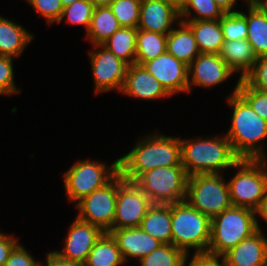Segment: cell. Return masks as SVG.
Returning <instances> with one entry per match:
<instances>
[{
    "mask_svg": "<svg viewBox=\"0 0 267 266\" xmlns=\"http://www.w3.org/2000/svg\"><path fill=\"white\" fill-rule=\"evenodd\" d=\"M118 172V158L110 166L97 160L76 161L63 175L68 201L77 203L107 184Z\"/></svg>",
    "mask_w": 267,
    "mask_h": 266,
    "instance_id": "obj_9",
    "label": "cell"
},
{
    "mask_svg": "<svg viewBox=\"0 0 267 266\" xmlns=\"http://www.w3.org/2000/svg\"><path fill=\"white\" fill-rule=\"evenodd\" d=\"M45 260L47 266H82L75 261L62 257L56 250L47 252Z\"/></svg>",
    "mask_w": 267,
    "mask_h": 266,
    "instance_id": "obj_42",
    "label": "cell"
},
{
    "mask_svg": "<svg viewBox=\"0 0 267 266\" xmlns=\"http://www.w3.org/2000/svg\"><path fill=\"white\" fill-rule=\"evenodd\" d=\"M234 74L235 72L218 54L200 53L188 66V93L193 86H219Z\"/></svg>",
    "mask_w": 267,
    "mask_h": 266,
    "instance_id": "obj_13",
    "label": "cell"
},
{
    "mask_svg": "<svg viewBox=\"0 0 267 266\" xmlns=\"http://www.w3.org/2000/svg\"><path fill=\"white\" fill-rule=\"evenodd\" d=\"M77 0H61L63 7L69 6Z\"/></svg>",
    "mask_w": 267,
    "mask_h": 266,
    "instance_id": "obj_47",
    "label": "cell"
},
{
    "mask_svg": "<svg viewBox=\"0 0 267 266\" xmlns=\"http://www.w3.org/2000/svg\"><path fill=\"white\" fill-rule=\"evenodd\" d=\"M256 217H260L264 222L267 223V191L261 201L259 208L256 210Z\"/></svg>",
    "mask_w": 267,
    "mask_h": 266,
    "instance_id": "obj_44",
    "label": "cell"
},
{
    "mask_svg": "<svg viewBox=\"0 0 267 266\" xmlns=\"http://www.w3.org/2000/svg\"><path fill=\"white\" fill-rule=\"evenodd\" d=\"M228 182L232 206L256 211L267 191V160L240 159Z\"/></svg>",
    "mask_w": 267,
    "mask_h": 266,
    "instance_id": "obj_6",
    "label": "cell"
},
{
    "mask_svg": "<svg viewBox=\"0 0 267 266\" xmlns=\"http://www.w3.org/2000/svg\"><path fill=\"white\" fill-rule=\"evenodd\" d=\"M224 41L244 40L247 37L246 13L238 11L225 13L220 18Z\"/></svg>",
    "mask_w": 267,
    "mask_h": 266,
    "instance_id": "obj_34",
    "label": "cell"
},
{
    "mask_svg": "<svg viewBox=\"0 0 267 266\" xmlns=\"http://www.w3.org/2000/svg\"><path fill=\"white\" fill-rule=\"evenodd\" d=\"M177 25L167 34L166 51L189 66L200 51L191 28L183 21Z\"/></svg>",
    "mask_w": 267,
    "mask_h": 266,
    "instance_id": "obj_22",
    "label": "cell"
},
{
    "mask_svg": "<svg viewBox=\"0 0 267 266\" xmlns=\"http://www.w3.org/2000/svg\"><path fill=\"white\" fill-rule=\"evenodd\" d=\"M224 13H234L239 10L234 9L238 0H214ZM249 2L250 0H245Z\"/></svg>",
    "mask_w": 267,
    "mask_h": 266,
    "instance_id": "obj_43",
    "label": "cell"
},
{
    "mask_svg": "<svg viewBox=\"0 0 267 266\" xmlns=\"http://www.w3.org/2000/svg\"><path fill=\"white\" fill-rule=\"evenodd\" d=\"M183 22L191 28L200 53L219 54L224 44L220 19Z\"/></svg>",
    "mask_w": 267,
    "mask_h": 266,
    "instance_id": "obj_25",
    "label": "cell"
},
{
    "mask_svg": "<svg viewBox=\"0 0 267 266\" xmlns=\"http://www.w3.org/2000/svg\"><path fill=\"white\" fill-rule=\"evenodd\" d=\"M109 233L115 239L125 263L134 258L141 260L162 244L140 227L112 229Z\"/></svg>",
    "mask_w": 267,
    "mask_h": 266,
    "instance_id": "obj_19",
    "label": "cell"
},
{
    "mask_svg": "<svg viewBox=\"0 0 267 266\" xmlns=\"http://www.w3.org/2000/svg\"><path fill=\"white\" fill-rule=\"evenodd\" d=\"M246 4V39L257 57L267 56V8L257 0H250Z\"/></svg>",
    "mask_w": 267,
    "mask_h": 266,
    "instance_id": "obj_20",
    "label": "cell"
},
{
    "mask_svg": "<svg viewBox=\"0 0 267 266\" xmlns=\"http://www.w3.org/2000/svg\"><path fill=\"white\" fill-rule=\"evenodd\" d=\"M89 50V61L93 75L95 93L117 90L121 92L128 65L116 57L103 45H92Z\"/></svg>",
    "mask_w": 267,
    "mask_h": 266,
    "instance_id": "obj_12",
    "label": "cell"
},
{
    "mask_svg": "<svg viewBox=\"0 0 267 266\" xmlns=\"http://www.w3.org/2000/svg\"><path fill=\"white\" fill-rule=\"evenodd\" d=\"M143 66L171 96L188 94V66L167 51Z\"/></svg>",
    "mask_w": 267,
    "mask_h": 266,
    "instance_id": "obj_14",
    "label": "cell"
},
{
    "mask_svg": "<svg viewBox=\"0 0 267 266\" xmlns=\"http://www.w3.org/2000/svg\"><path fill=\"white\" fill-rule=\"evenodd\" d=\"M155 133L140 138L133 149L118 158L119 173L125 180L134 182L157 167L183 166L180 138Z\"/></svg>",
    "mask_w": 267,
    "mask_h": 266,
    "instance_id": "obj_2",
    "label": "cell"
},
{
    "mask_svg": "<svg viewBox=\"0 0 267 266\" xmlns=\"http://www.w3.org/2000/svg\"><path fill=\"white\" fill-rule=\"evenodd\" d=\"M185 200L211 219L232 207L229 185L223 174L189 176Z\"/></svg>",
    "mask_w": 267,
    "mask_h": 266,
    "instance_id": "obj_8",
    "label": "cell"
},
{
    "mask_svg": "<svg viewBox=\"0 0 267 266\" xmlns=\"http://www.w3.org/2000/svg\"><path fill=\"white\" fill-rule=\"evenodd\" d=\"M94 7H103V6H109L113 0H90Z\"/></svg>",
    "mask_w": 267,
    "mask_h": 266,
    "instance_id": "obj_45",
    "label": "cell"
},
{
    "mask_svg": "<svg viewBox=\"0 0 267 266\" xmlns=\"http://www.w3.org/2000/svg\"><path fill=\"white\" fill-rule=\"evenodd\" d=\"M94 9L95 7L90 0H77L63 8L58 24H61L62 20L65 19L69 25L85 26L84 28L87 32L90 27Z\"/></svg>",
    "mask_w": 267,
    "mask_h": 266,
    "instance_id": "obj_32",
    "label": "cell"
},
{
    "mask_svg": "<svg viewBox=\"0 0 267 266\" xmlns=\"http://www.w3.org/2000/svg\"><path fill=\"white\" fill-rule=\"evenodd\" d=\"M168 1L172 4H174L176 7H178L179 9L183 6L185 0H165Z\"/></svg>",
    "mask_w": 267,
    "mask_h": 266,
    "instance_id": "obj_46",
    "label": "cell"
},
{
    "mask_svg": "<svg viewBox=\"0 0 267 266\" xmlns=\"http://www.w3.org/2000/svg\"><path fill=\"white\" fill-rule=\"evenodd\" d=\"M207 138H180L181 163L189 176L197 174H223L237 164L240 158L224 136Z\"/></svg>",
    "mask_w": 267,
    "mask_h": 266,
    "instance_id": "obj_3",
    "label": "cell"
},
{
    "mask_svg": "<svg viewBox=\"0 0 267 266\" xmlns=\"http://www.w3.org/2000/svg\"><path fill=\"white\" fill-rule=\"evenodd\" d=\"M180 9L165 0H141L137 29L168 34L180 22Z\"/></svg>",
    "mask_w": 267,
    "mask_h": 266,
    "instance_id": "obj_16",
    "label": "cell"
},
{
    "mask_svg": "<svg viewBox=\"0 0 267 266\" xmlns=\"http://www.w3.org/2000/svg\"><path fill=\"white\" fill-rule=\"evenodd\" d=\"M118 193V173L103 187L83 197L75 205L78 219L99 227L103 232L113 229L116 199Z\"/></svg>",
    "mask_w": 267,
    "mask_h": 266,
    "instance_id": "obj_10",
    "label": "cell"
},
{
    "mask_svg": "<svg viewBox=\"0 0 267 266\" xmlns=\"http://www.w3.org/2000/svg\"><path fill=\"white\" fill-rule=\"evenodd\" d=\"M172 245L186 254L207 253L211 237V218L186 200L171 204Z\"/></svg>",
    "mask_w": 267,
    "mask_h": 266,
    "instance_id": "obj_5",
    "label": "cell"
},
{
    "mask_svg": "<svg viewBox=\"0 0 267 266\" xmlns=\"http://www.w3.org/2000/svg\"><path fill=\"white\" fill-rule=\"evenodd\" d=\"M33 35L21 24L0 15V56H22Z\"/></svg>",
    "mask_w": 267,
    "mask_h": 266,
    "instance_id": "obj_21",
    "label": "cell"
},
{
    "mask_svg": "<svg viewBox=\"0 0 267 266\" xmlns=\"http://www.w3.org/2000/svg\"><path fill=\"white\" fill-rule=\"evenodd\" d=\"M227 97L232 107L231 127L225 133L240 159L267 160L264 140L267 139V121L252 110L237 93L240 79Z\"/></svg>",
    "mask_w": 267,
    "mask_h": 266,
    "instance_id": "obj_1",
    "label": "cell"
},
{
    "mask_svg": "<svg viewBox=\"0 0 267 266\" xmlns=\"http://www.w3.org/2000/svg\"><path fill=\"white\" fill-rule=\"evenodd\" d=\"M151 205L149 197L134 182L125 180L118 172L113 229L140 227Z\"/></svg>",
    "mask_w": 267,
    "mask_h": 266,
    "instance_id": "obj_11",
    "label": "cell"
},
{
    "mask_svg": "<svg viewBox=\"0 0 267 266\" xmlns=\"http://www.w3.org/2000/svg\"><path fill=\"white\" fill-rule=\"evenodd\" d=\"M103 233L99 227L76 217L69 226L63 250H56V252L83 266L91 249Z\"/></svg>",
    "mask_w": 267,
    "mask_h": 266,
    "instance_id": "obj_15",
    "label": "cell"
},
{
    "mask_svg": "<svg viewBox=\"0 0 267 266\" xmlns=\"http://www.w3.org/2000/svg\"><path fill=\"white\" fill-rule=\"evenodd\" d=\"M19 242L10 252L5 266H36L39 261Z\"/></svg>",
    "mask_w": 267,
    "mask_h": 266,
    "instance_id": "obj_39",
    "label": "cell"
},
{
    "mask_svg": "<svg viewBox=\"0 0 267 266\" xmlns=\"http://www.w3.org/2000/svg\"><path fill=\"white\" fill-rule=\"evenodd\" d=\"M221 257L225 266H266L267 238L264 231L257 229Z\"/></svg>",
    "mask_w": 267,
    "mask_h": 266,
    "instance_id": "obj_17",
    "label": "cell"
},
{
    "mask_svg": "<svg viewBox=\"0 0 267 266\" xmlns=\"http://www.w3.org/2000/svg\"><path fill=\"white\" fill-rule=\"evenodd\" d=\"M120 93L139 100L155 101L156 99L171 97L143 65L136 63L127 67L124 85Z\"/></svg>",
    "mask_w": 267,
    "mask_h": 266,
    "instance_id": "obj_18",
    "label": "cell"
},
{
    "mask_svg": "<svg viewBox=\"0 0 267 266\" xmlns=\"http://www.w3.org/2000/svg\"><path fill=\"white\" fill-rule=\"evenodd\" d=\"M242 80L248 86L267 93V56L257 57L255 64Z\"/></svg>",
    "mask_w": 267,
    "mask_h": 266,
    "instance_id": "obj_38",
    "label": "cell"
},
{
    "mask_svg": "<svg viewBox=\"0 0 267 266\" xmlns=\"http://www.w3.org/2000/svg\"><path fill=\"white\" fill-rule=\"evenodd\" d=\"M140 228L162 244H172L171 204H152Z\"/></svg>",
    "mask_w": 267,
    "mask_h": 266,
    "instance_id": "obj_24",
    "label": "cell"
},
{
    "mask_svg": "<svg viewBox=\"0 0 267 266\" xmlns=\"http://www.w3.org/2000/svg\"><path fill=\"white\" fill-rule=\"evenodd\" d=\"M109 7L121 27L137 28L140 19L141 0H113Z\"/></svg>",
    "mask_w": 267,
    "mask_h": 266,
    "instance_id": "obj_33",
    "label": "cell"
},
{
    "mask_svg": "<svg viewBox=\"0 0 267 266\" xmlns=\"http://www.w3.org/2000/svg\"><path fill=\"white\" fill-rule=\"evenodd\" d=\"M18 243V238L8 233H2L0 230V266H5L10 252Z\"/></svg>",
    "mask_w": 267,
    "mask_h": 266,
    "instance_id": "obj_41",
    "label": "cell"
},
{
    "mask_svg": "<svg viewBox=\"0 0 267 266\" xmlns=\"http://www.w3.org/2000/svg\"><path fill=\"white\" fill-rule=\"evenodd\" d=\"M120 28L121 25L109 6L96 7L86 32V40L92 45H102Z\"/></svg>",
    "mask_w": 267,
    "mask_h": 266,
    "instance_id": "obj_26",
    "label": "cell"
},
{
    "mask_svg": "<svg viewBox=\"0 0 267 266\" xmlns=\"http://www.w3.org/2000/svg\"><path fill=\"white\" fill-rule=\"evenodd\" d=\"M237 93L254 112L267 121V93L248 86L242 79H240Z\"/></svg>",
    "mask_w": 267,
    "mask_h": 266,
    "instance_id": "obj_35",
    "label": "cell"
},
{
    "mask_svg": "<svg viewBox=\"0 0 267 266\" xmlns=\"http://www.w3.org/2000/svg\"><path fill=\"white\" fill-rule=\"evenodd\" d=\"M256 211L234 207L222 211L211 219V237L207 254L222 256L257 229H261Z\"/></svg>",
    "mask_w": 267,
    "mask_h": 266,
    "instance_id": "obj_4",
    "label": "cell"
},
{
    "mask_svg": "<svg viewBox=\"0 0 267 266\" xmlns=\"http://www.w3.org/2000/svg\"><path fill=\"white\" fill-rule=\"evenodd\" d=\"M189 175L183 166L157 167L141 174L134 183L152 204L184 201Z\"/></svg>",
    "mask_w": 267,
    "mask_h": 266,
    "instance_id": "obj_7",
    "label": "cell"
},
{
    "mask_svg": "<svg viewBox=\"0 0 267 266\" xmlns=\"http://www.w3.org/2000/svg\"><path fill=\"white\" fill-rule=\"evenodd\" d=\"M218 55L235 73H240L238 79H243L257 60V56L247 39L224 41Z\"/></svg>",
    "mask_w": 267,
    "mask_h": 266,
    "instance_id": "obj_23",
    "label": "cell"
},
{
    "mask_svg": "<svg viewBox=\"0 0 267 266\" xmlns=\"http://www.w3.org/2000/svg\"><path fill=\"white\" fill-rule=\"evenodd\" d=\"M14 59L9 56H0V95L11 96L19 94L21 89L17 88L14 79Z\"/></svg>",
    "mask_w": 267,
    "mask_h": 266,
    "instance_id": "obj_36",
    "label": "cell"
},
{
    "mask_svg": "<svg viewBox=\"0 0 267 266\" xmlns=\"http://www.w3.org/2000/svg\"><path fill=\"white\" fill-rule=\"evenodd\" d=\"M167 34L137 29L136 64L143 65L166 52Z\"/></svg>",
    "mask_w": 267,
    "mask_h": 266,
    "instance_id": "obj_29",
    "label": "cell"
},
{
    "mask_svg": "<svg viewBox=\"0 0 267 266\" xmlns=\"http://www.w3.org/2000/svg\"><path fill=\"white\" fill-rule=\"evenodd\" d=\"M189 256V254L185 256L183 266H225L220 256H212L207 253L194 254L189 263H187Z\"/></svg>",
    "mask_w": 267,
    "mask_h": 266,
    "instance_id": "obj_40",
    "label": "cell"
},
{
    "mask_svg": "<svg viewBox=\"0 0 267 266\" xmlns=\"http://www.w3.org/2000/svg\"><path fill=\"white\" fill-rule=\"evenodd\" d=\"M137 28L121 27L102 45L128 66L136 61Z\"/></svg>",
    "mask_w": 267,
    "mask_h": 266,
    "instance_id": "obj_28",
    "label": "cell"
},
{
    "mask_svg": "<svg viewBox=\"0 0 267 266\" xmlns=\"http://www.w3.org/2000/svg\"><path fill=\"white\" fill-rule=\"evenodd\" d=\"M26 2L42 16L49 25L58 23L61 18L63 5L61 0H26Z\"/></svg>",
    "mask_w": 267,
    "mask_h": 266,
    "instance_id": "obj_37",
    "label": "cell"
},
{
    "mask_svg": "<svg viewBox=\"0 0 267 266\" xmlns=\"http://www.w3.org/2000/svg\"><path fill=\"white\" fill-rule=\"evenodd\" d=\"M36 266H47L44 262H39Z\"/></svg>",
    "mask_w": 267,
    "mask_h": 266,
    "instance_id": "obj_49",
    "label": "cell"
},
{
    "mask_svg": "<svg viewBox=\"0 0 267 266\" xmlns=\"http://www.w3.org/2000/svg\"><path fill=\"white\" fill-rule=\"evenodd\" d=\"M186 255L172 244H161L138 262L140 266H183Z\"/></svg>",
    "mask_w": 267,
    "mask_h": 266,
    "instance_id": "obj_31",
    "label": "cell"
},
{
    "mask_svg": "<svg viewBox=\"0 0 267 266\" xmlns=\"http://www.w3.org/2000/svg\"><path fill=\"white\" fill-rule=\"evenodd\" d=\"M224 14L214 0H185L180 8L181 21L218 20Z\"/></svg>",
    "mask_w": 267,
    "mask_h": 266,
    "instance_id": "obj_30",
    "label": "cell"
},
{
    "mask_svg": "<svg viewBox=\"0 0 267 266\" xmlns=\"http://www.w3.org/2000/svg\"><path fill=\"white\" fill-rule=\"evenodd\" d=\"M125 261L115 239L104 232L91 249L83 266H122Z\"/></svg>",
    "mask_w": 267,
    "mask_h": 266,
    "instance_id": "obj_27",
    "label": "cell"
},
{
    "mask_svg": "<svg viewBox=\"0 0 267 266\" xmlns=\"http://www.w3.org/2000/svg\"><path fill=\"white\" fill-rule=\"evenodd\" d=\"M257 1L261 2L267 8V0H257Z\"/></svg>",
    "mask_w": 267,
    "mask_h": 266,
    "instance_id": "obj_48",
    "label": "cell"
}]
</instances>
